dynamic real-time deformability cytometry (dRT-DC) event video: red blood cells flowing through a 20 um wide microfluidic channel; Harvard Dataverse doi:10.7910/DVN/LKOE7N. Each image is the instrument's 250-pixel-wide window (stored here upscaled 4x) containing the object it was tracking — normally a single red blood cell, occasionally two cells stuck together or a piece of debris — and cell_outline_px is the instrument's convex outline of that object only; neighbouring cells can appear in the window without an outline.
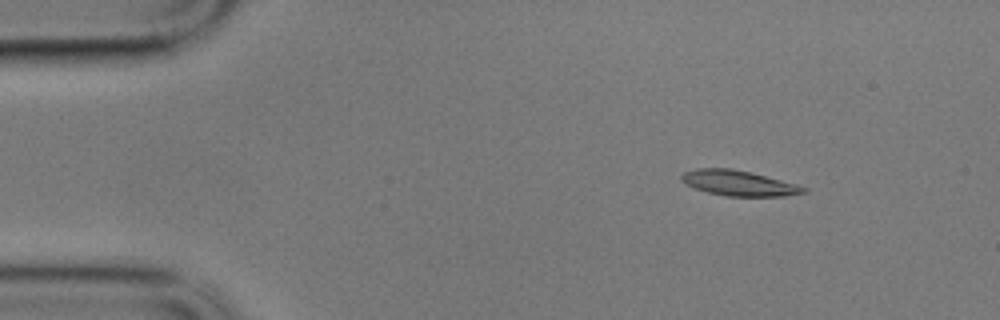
{"species": "common noctule bat (a hibernating species)", "species_latin": "Nyctalus noctula", "temperature_condition": "cold", "stored_images_in_passage": 60, "camera_frame_rate_fps": 3000, "um_per_image_px": 0.085, "animal": {"sex": "male", "body_mass_g": 17.9}, "frame": {"image": 1, "passage_image": 7, "time_ms": 2.0, "image_size_px": [1000, 320], "cell_outline_px": [[808, 188], [804, 192], [784, 196], [728, 196], [708, 192], [684, 184], [680, 180], [680, 176], [684, 172], [696, 168], [732, 168], [752, 172], [796, 184]], "centroid_in_image_um": [62.75, 15.55], "position_along_channel_um": 22.2, "area_um2": 17.98}}
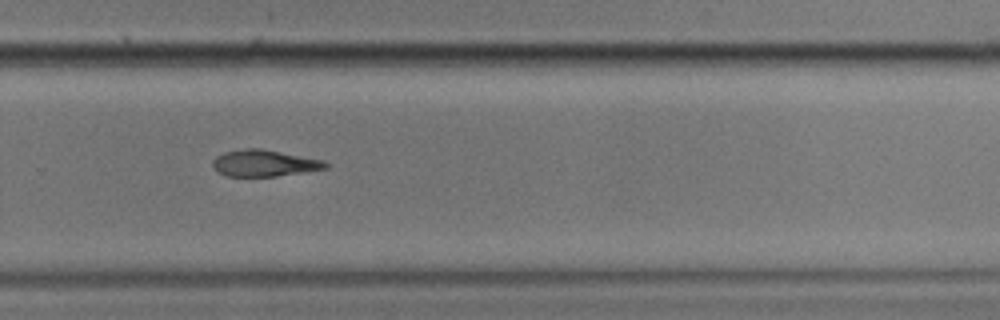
{"frame": {"image": 2, "passage_image": 41, "time_ms": 13.333, "image_size_px": [1000, 320], "cell_outline_px": [[328, 168], [276, 176], [224, 176], [212, 164], [212, 160], [216, 156], [224, 152], [244, 148], [260, 148], [324, 160], [328, 164]], "centroid_in_image_um": [22.45, 13.86], "position_along_channel_um": 307.3, "area_um2": 17.34}}
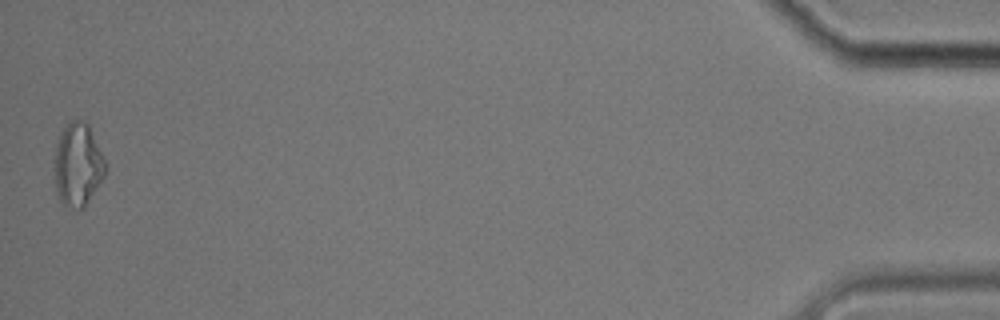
{"frame": {"image": 3, "passage_image": 60, "time_ms": 19.667, "image_size_px": [1000, 320], "cell_outline_px": [[108, 168], [104, 176], [84, 208], [76, 208], [64, 204], [60, 200], [56, 188], [56, 144], [64, 128], [72, 120], [80, 120], [88, 124]], "centroid_in_image_um": [6.65, 14.01], "position_along_channel_um": 428.6, "area_um2": 23.93}, "authors_computed_cell_mechanics": {"area_um2": 18.3804, "velocity_mm_per_s": 3.3423, "shape_relaxation_time_tau1_ms": 3.0705, "shape_relaxation_time_tau2_ms": null, "deformation_change_tau1": 0.0936, "deformation_change_tau2": null}}